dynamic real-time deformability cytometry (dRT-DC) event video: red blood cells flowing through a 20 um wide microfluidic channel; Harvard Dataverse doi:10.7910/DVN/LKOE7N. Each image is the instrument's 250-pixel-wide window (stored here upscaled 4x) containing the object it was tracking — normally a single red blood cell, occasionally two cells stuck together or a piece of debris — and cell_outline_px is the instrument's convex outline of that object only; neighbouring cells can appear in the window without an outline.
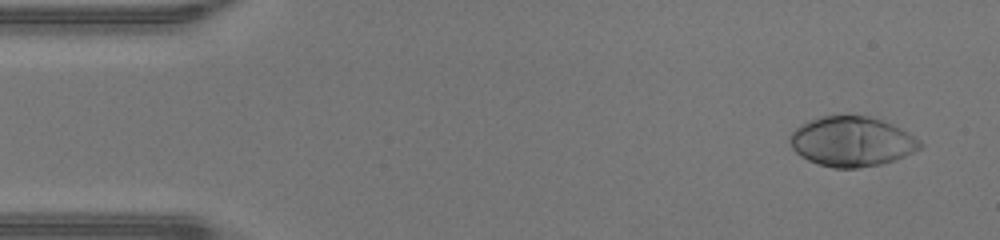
{"species": "human", "species_latin": "Homo sapiens", "temperature_condition": "warm", "stored_images_in_passage": 44, "camera_frame_rate_fps": 3000, "um_per_image_px": 0.085, "donor": {"sex": "male"}, "frame": {"image": 1, "passage_image": 1, "time_ms": 0.0, "image_size_px": [1000, 240], "cell_outline_px": [[924, 144], [920, 148], [896, 160], [880, 164], [856, 168], [832, 168], [808, 160], [800, 156], [792, 148], [788, 140], [788, 136], [796, 128], [808, 120], [820, 116], [868, 116], [892, 124], [908, 132]], "centroid_in_image_um": [72.37, 12.03], "position_along_channel_um": 12.6, "area_um2": 37.69}}
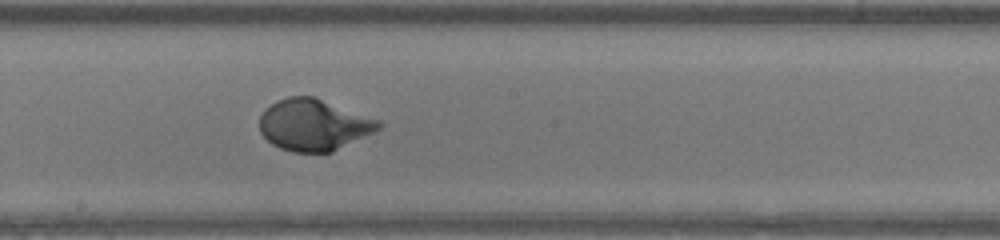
{"frame": {"image": 2, "passage_image": 23, "time_ms": 7.333, "image_size_px": [1000, 240], "cell_outline_px": [[384, 124], [380, 128], [332, 152], [292, 152], [280, 148], [272, 144], [260, 132], [260, 116], [264, 108], [276, 100], [288, 96], [312, 96], [380, 120]], "centroid_in_image_um": [26.63, 10.6], "position_along_channel_um": 221.6, "area_um2": 35.55}}
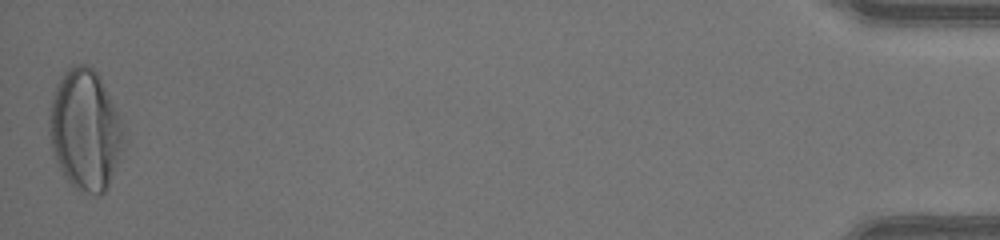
{"frame": {"image": 3, "passage_image": 44, "time_ms": 14.333, "image_size_px": [1000, 240], "cell_outline_px": [[128, 140], [108, 184], [104, 192], [100, 196], [96, 196], [76, 188], [64, 176], [60, 168], [52, 148], [48, 132], [52, 100], [56, 84], [64, 72], [68, 68], [76, 64], [88, 64], [96, 72], [124, 120]], "centroid_in_image_um": [7.3, 11.04], "position_along_channel_um": 427.9, "area_um2": 52.77}, "authors_computed_cell_mechanics": {"area_um2": 36.0094, "velocity_mm_per_s": 4.4417, "shape_relaxation_time_tau1_ms": 2.6571, "shape_relaxation_time_tau2_ms": null, "deformation_change_tau1": 0.2302, "deformation_change_tau2": null}}